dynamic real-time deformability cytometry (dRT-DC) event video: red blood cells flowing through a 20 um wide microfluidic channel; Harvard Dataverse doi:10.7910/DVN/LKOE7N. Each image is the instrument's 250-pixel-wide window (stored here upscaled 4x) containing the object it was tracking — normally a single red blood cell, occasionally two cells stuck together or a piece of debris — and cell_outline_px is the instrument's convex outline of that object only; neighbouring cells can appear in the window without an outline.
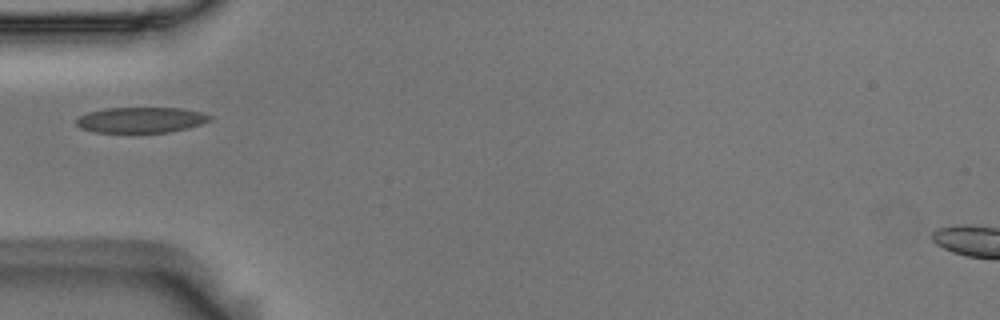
{"species": "Egyptian fruit bat (a non-hibernating species)", "species_latin": "Rousettus aegyptiacus", "temperature_condition": "room temperature", "stored_images_in_passage": 4, "camera_frame_rate_fps": 3000, "um_per_image_px": 0.085, "animal": {"sex": "male"}, "frame": {"image": 1, "passage_image": 1, "time_ms": 0.0, "image_size_px": [1000, 320], "cell_outline_px": [[212, 120], [188, 128], [168, 132], [96, 132], [80, 128], [76, 124], [76, 120], [80, 116], [88, 112], [104, 108], [180, 108], [200, 112], [212, 116]], "centroid_in_image_um": [11.98, 10.19], "position_along_channel_um": 73.0, "area_um2": 19.83}}
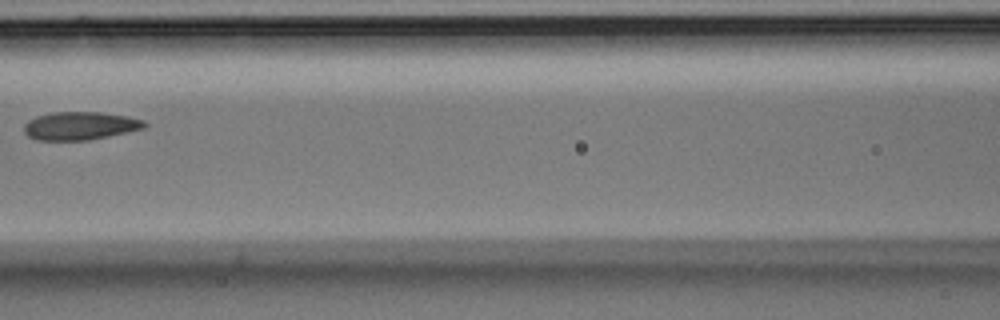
{"frame": {"image": 2, "passage_image": 3, "time_ms": 0.667, "image_size_px": [1000, 320], "cell_outline_px": [[148, 124], [144, 128], [88, 140], [36, 140], [28, 136], [24, 132], [24, 124], [28, 120], [36, 116], [52, 112], [100, 112], [128, 116], [144, 120]], "centroid_in_image_um": [6.78, 10.68], "position_along_channel_um": 159.8, "area_um2": 19.71}}
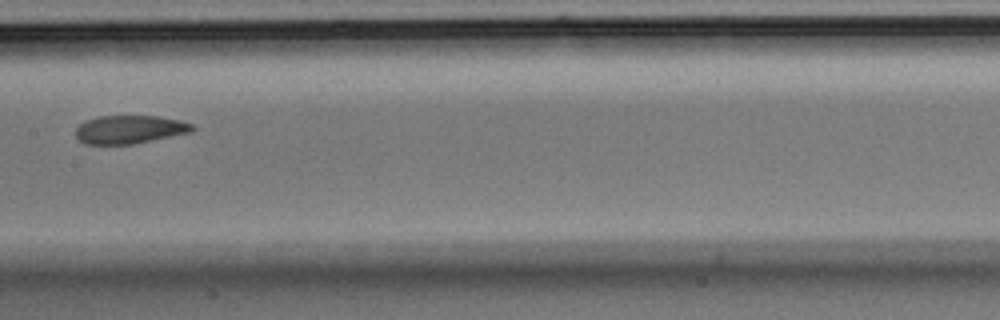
{"frame": {"image": 3, "passage_image": 4, "time_ms": 1.0, "image_size_px": [1000, 320], "cell_outline_px": [[196, 128], [192, 132], [132, 144], [84, 144], [76, 136], [76, 128], [80, 124], [88, 120], [100, 116], [156, 116], [180, 120], [192, 124]], "centroid_in_image_um": [11.04, 11.0], "position_along_channel_um": 196.4, "area_um2": 19.07}}